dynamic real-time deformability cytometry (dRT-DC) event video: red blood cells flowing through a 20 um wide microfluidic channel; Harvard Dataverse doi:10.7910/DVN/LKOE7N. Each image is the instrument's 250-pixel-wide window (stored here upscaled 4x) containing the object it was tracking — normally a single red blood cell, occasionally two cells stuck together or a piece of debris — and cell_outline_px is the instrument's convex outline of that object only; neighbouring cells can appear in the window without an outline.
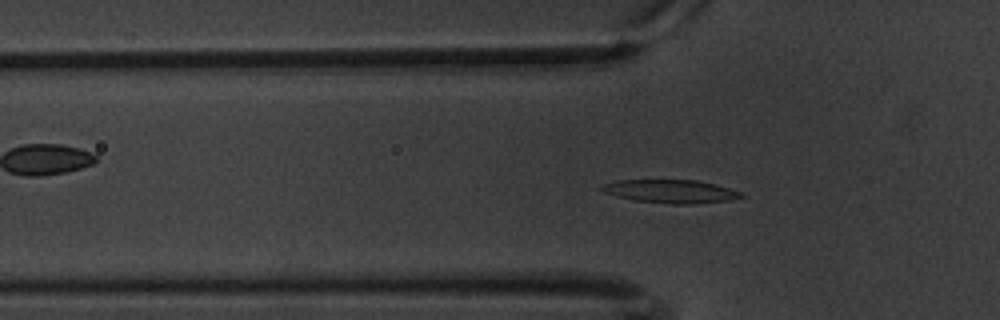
{"species": "common noctule bat (a hibernating species)", "species_latin": "Nyctalus noctula", "temperature_condition": "warm", "stored_images_in_passage": 55, "camera_frame_rate_fps": 3000, "um_per_image_px": 0.085, "animal": {"sex": "male", "body_mass_g": 20.1, "forearm_length_mm": 53.5}, "frame": {"image": 1, "passage_image": 14, "time_ms": 4.333, "image_size_px": [1000, 320], "cell_outline_px": [[748, 196], [728, 200], [692, 204], [672, 204], [636, 200], [616, 196], [604, 192], [596, 188], [604, 184], [616, 180], [696, 180], [716, 184], [744, 192]], "centroid_in_image_um": [57.04, 16.26], "position_along_channel_um": 68.8, "area_um2": 19.07}}
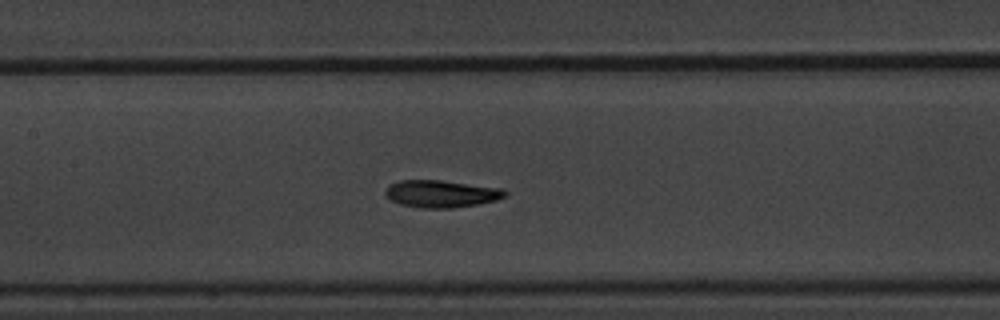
{"frame": {"image": 2, "passage_image": 23, "time_ms": 7.333, "image_size_px": [1000, 320], "cell_outline_px": [[508, 192], [504, 196], [496, 200], [476, 204], [452, 208], [420, 208], [400, 204], [384, 196], [384, 192], [388, 184], [400, 180], [440, 180], [504, 188]], "centroid_in_image_um": [37.47, 16.46], "position_along_channel_um": 169.9, "area_um2": 19.13}}
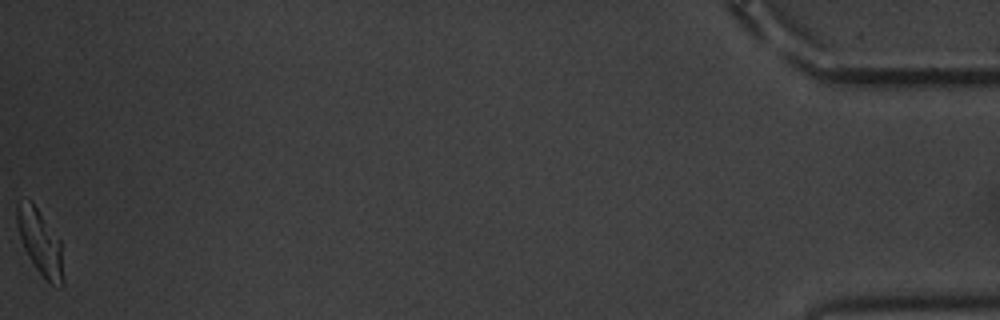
{"frame": {"image": 3, "passage_image": 55, "time_ms": 18.0, "image_size_px": [1000, 320], "cell_outline_px": [[64, 284], [60, 288], [52, 284], [36, 268], [28, 256], [20, 240], [16, 224], [16, 204], [28, 200], [32, 200], [60, 240], [64, 280]], "centroid_in_image_um": [3.41, 20.59], "position_along_channel_um": 431.8, "area_um2": 17.57}, "authors_computed_cell_mechanics": {"area_um2": 18.5538, "velocity_mm_per_s": 3.3511, "shape_relaxation_time_tau1_ms": 3.8299, "shape_relaxation_time_tau2_ms": 3.0117, "deformation_change_tau1": 0.1362, "deformation_change_tau2": 0.0901}}